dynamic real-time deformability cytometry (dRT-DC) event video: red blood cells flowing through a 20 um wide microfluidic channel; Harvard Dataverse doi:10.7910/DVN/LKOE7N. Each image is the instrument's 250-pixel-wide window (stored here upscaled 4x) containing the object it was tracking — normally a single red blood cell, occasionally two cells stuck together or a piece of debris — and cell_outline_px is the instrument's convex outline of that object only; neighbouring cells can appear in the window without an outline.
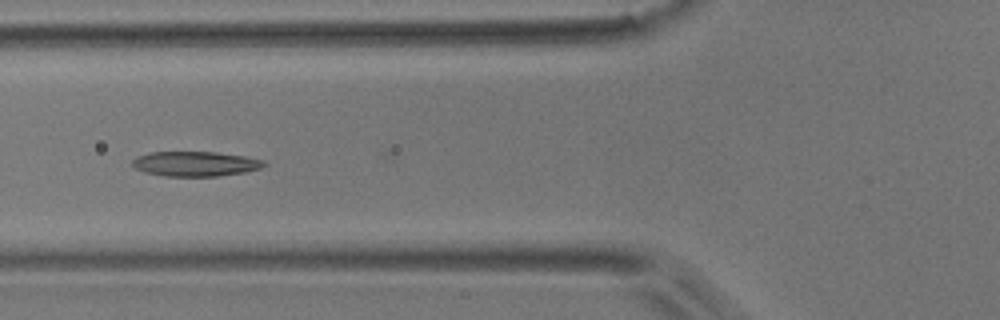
{"species": "common noctule bat (a hibernating species)", "species_latin": "Nyctalus noctula", "temperature_condition": "room temperature", "stored_images_in_passage": 10, "camera_frame_rate_fps": 3000, "um_per_image_px": 0.085, "animal": {"sex": "male", "body_mass_g": 17.9}, "frame": {"image": 1, "passage_image": 8, "time_ms": 9.0, "image_size_px": [1000, 320], "cell_outline_px": [[268, 164], [260, 168], [244, 172], [220, 176], [164, 176], [144, 172], [136, 168], [132, 164], [132, 160], [136, 156], [152, 152], [216, 152], [244, 156], [264, 160]], "centroid_in_image_um": [16.61, 13.92], "position_along_channel_um": 109.2, "area_um2": 19.07}}
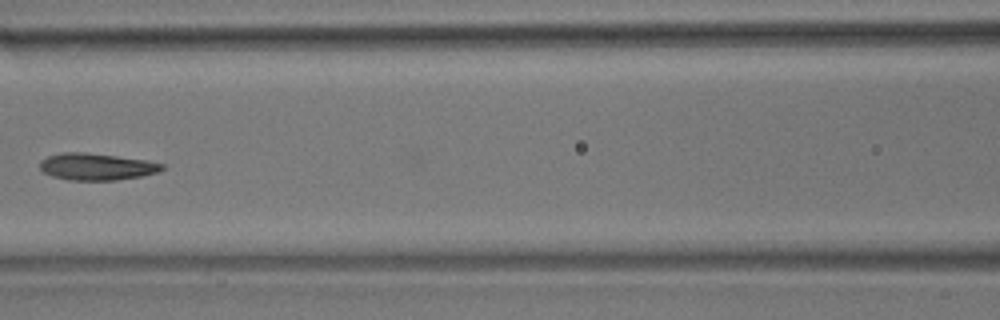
{"frame": {"image": 2, "passage_image": 9, "time_ms": 10.333, "image_size_px": [1000, 320], "cell_outline_px": [[164, 168], [160, 172], [140, 176], [116, 180], [68, 180], [52, 176], [44, 172], [40, 168], [40, 160], [48, 156], [60, 152], [84, 152], [148, 160], [164, 164]], "centroid_in_image_um": [8.21, 14.16], "position_along_channel_um": 158.4, "area_um2": 19.19}}
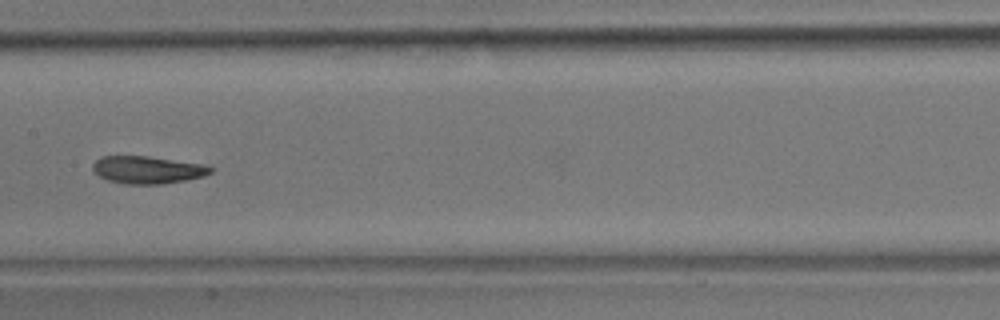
{"frame": {"image": 3, "passage_image": 10, "time_ms": 11.333, "image_size_px": [1000, 320], "cell_outline_px": [[216, 168], [212, 172], [204, 176], [164, 184], [128, 184], [108, 180], [92, 172], [92, 164], [100, 156], [148, 156], [204, 164]], "centroid_in_image_um": [12.55, 14.43], "position_along_channel_um": 194.9, "area_um2": 19.02}}